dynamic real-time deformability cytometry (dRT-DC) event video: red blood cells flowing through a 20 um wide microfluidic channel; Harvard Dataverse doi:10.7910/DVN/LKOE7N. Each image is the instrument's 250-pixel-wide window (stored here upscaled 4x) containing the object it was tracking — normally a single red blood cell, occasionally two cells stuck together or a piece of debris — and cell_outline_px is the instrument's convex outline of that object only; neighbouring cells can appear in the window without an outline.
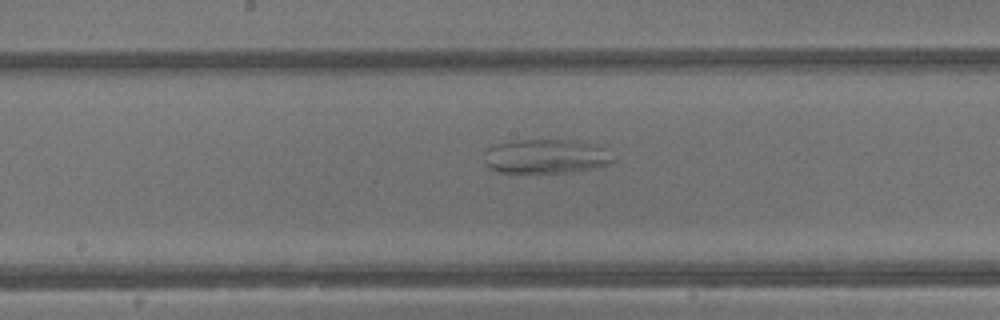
{"species": "common noctule bat (a hibernating species)", "species_latin": "Nyctalus noctula", "temperature_condition": "warm", "stored_images_in_passage": 29, "camera_frame_rate_fps": 3000, "um_per_image_px": 0.085, "animal": {"sex": "male", "body_mass_g": 13.3}, "frame": {"image": 1, "passage_image": 9, "time_ms": 2.667, "image_size_px": [1000, 320], "cell_outline_px": [[612, 164], [572, 172], [496, 172], [488, 168], [484, 164], [484, 152], [488, 148], [496, 144], [516, 140], [580, 140], [596, 144], [604, 148], [612, 160]], "centroid_in_image_um": [46.36, 13.28], "position_along_channel_um": 201.8, "area_um2": 25.84}}
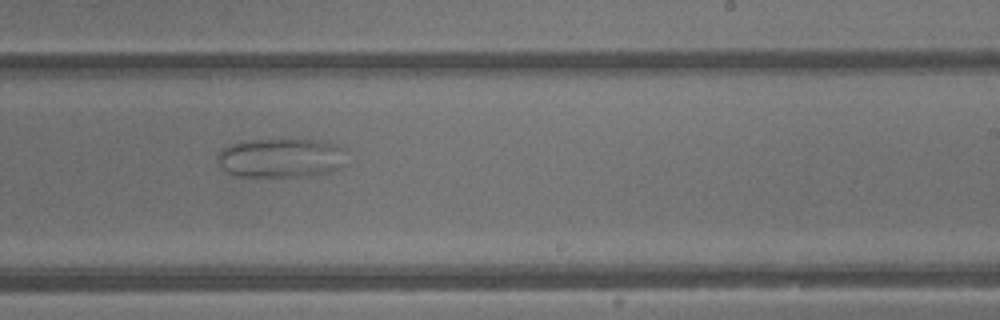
{"frame": {"image": 2, "passage_image": 13, "time_ms": 4.0, "image_size_px": [1000, 320], "cell_outline_px": [[348, 164], [340, 168], [328, 172], [308, 176], [236, 176], [220, 168], [216, 160], [216, 156], [228, 144], [244, 140], [324, 140], [336, 144], [344, 148]], "centroid_in_image_um": [23.91, 13.42], "position_along_channel_um": 265.1, "area_um2": 30.06}}
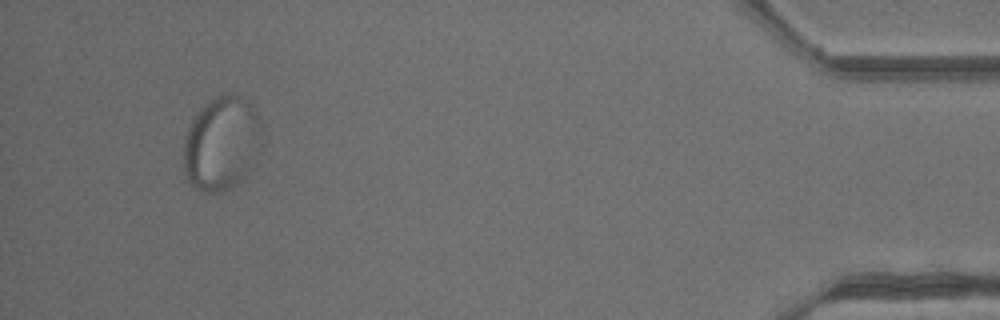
{"frame": {"image": 3, "passage_image": 27, "time_ms": 8.667, "image_size_px": [1000, 320], "cell_outline_px": [[256, 120], [244, 176], [232, 188], [220, 192], [204, 192], [192, 188], [184, 176], [184, 140], [188, 128], [192, 120], [200, 108], [208, 100], [224, 92], [236, 92], [248, 100], [256, 108]], "centroid_in_image_um": [18.64, 12.15], "position_along_channel_um": 416.6, "area_um2": 40.81}}